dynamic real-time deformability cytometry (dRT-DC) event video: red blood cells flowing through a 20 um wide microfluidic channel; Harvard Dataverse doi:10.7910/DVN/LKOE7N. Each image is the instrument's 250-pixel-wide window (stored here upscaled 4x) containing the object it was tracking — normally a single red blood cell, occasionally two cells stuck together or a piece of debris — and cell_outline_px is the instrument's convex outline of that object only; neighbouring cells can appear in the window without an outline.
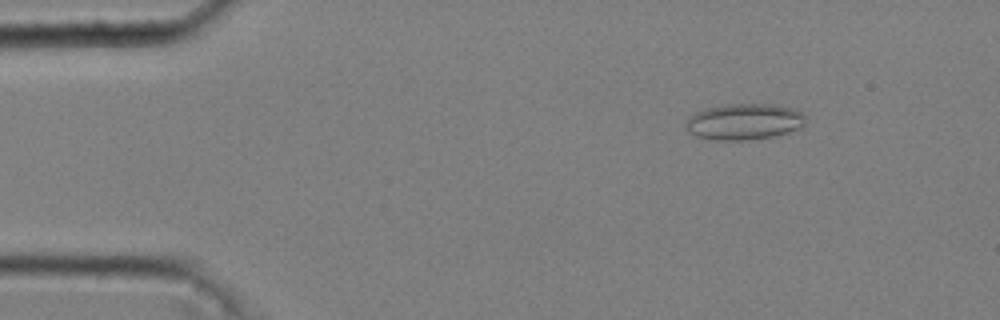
{"species": "common noctule bat (a hibernating species)", "species_latin": "Nyctalus noctula", "temperature_condition": "cold", "stored_images_in_passage": 50, "camera_frame_rate_fps": 3000, "um_per_image_px": 0.085, "animal": {"sex": "male", "body_mass_g": 20.4}, "frame": {"image": 1, "passage_image": 7, "time_ms": 2.0, "image_size_px": [1000, 320], "cell_outline_px": [[808, 120], [800, 128], [776, 136], [744, 140], [716, 140], [700, 136], [688, 132], [684, 124], [684, 120], [688, 116], [704, 108], [728, 104], [772, 104], [796, 108]], "centroid_in_image_um": [63.25, 10.33], "position_along_channel_um": 21.7, "area_um2": 25.49}}
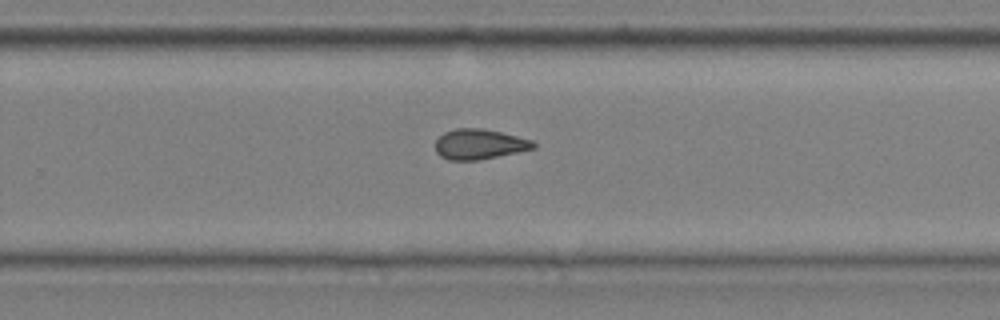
{"frame": {"image": 2, "passage_image": 35, "time_ms": 11.333, "image_size_px": [1000, 320], "cell_outline_px": [[536, 148], [480, 160], [448, 160], [440, 156], [436, 152], [436, 140], [444, 132], [456, 128], [480, 128], [500, 132], [532, 140], [536, 144]], "centroid_in_image_um": [40.73, 12.26], "position_along_channel_um": 289.1, "area_um2": 17.22}}
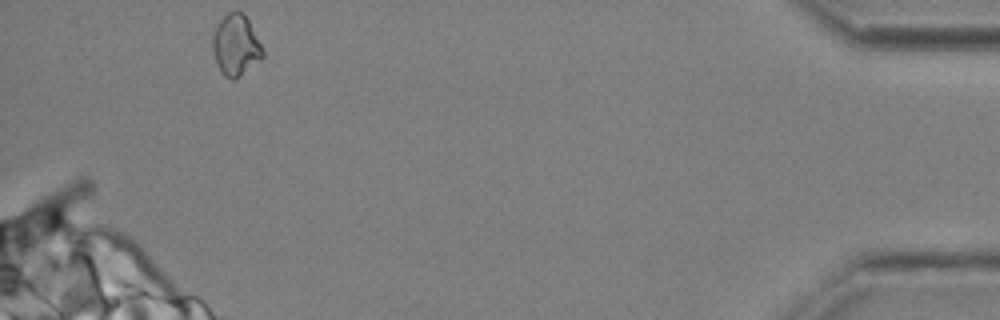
{"frame": {"image": 3, "passage_image": 50, "time_ms": 16.333, "image_size_px": [1000, 320], "cell_outline_px": [[264, 56], [260, 60], [236, 80], [232, 80], [224, 76], [220, 72], [216, 64], [212, 48], [212, 36], [216, 24], [228, 12], [240, 12], [248, 20], [264, 48]], "centroid_in_image_um": [20.03, 3.88], "position_along_channel_um": 415.2, "area_um2": 18.03}, "authors_computed_cell_mechanics": {"area_um2": 17.5712, "velocity_mm_per_s": 3.652, "shape_relaxation_time_tau1_ms": null, "shape_relaxation_time_tau2_ms": 3.8465, "deformation_change_tau1": null, "deformation_change_tau2": 0.1013}}